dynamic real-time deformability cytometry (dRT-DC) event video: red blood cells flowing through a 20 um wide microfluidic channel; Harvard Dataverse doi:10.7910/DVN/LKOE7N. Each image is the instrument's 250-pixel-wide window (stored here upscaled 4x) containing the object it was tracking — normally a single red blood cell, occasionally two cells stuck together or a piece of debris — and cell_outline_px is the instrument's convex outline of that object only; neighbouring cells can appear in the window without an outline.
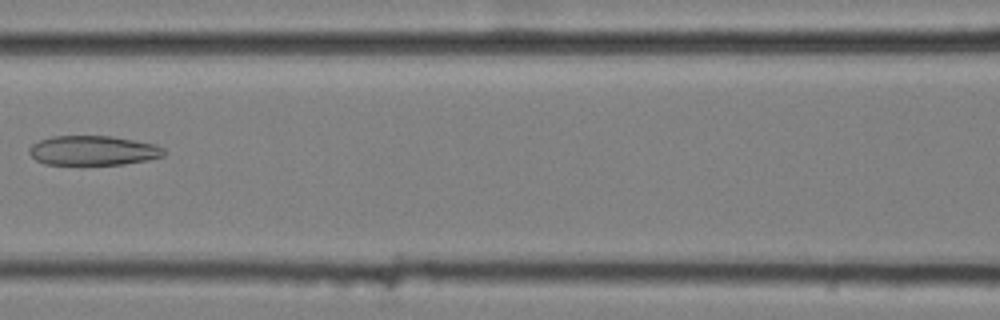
{"species": "common noctule bat (a hibernating species)", "species_latin": "Nyctalus noctula", "temperature_condition": "cold", "stored_images_in_passage": 8, "camera_frame_rate_fps": 3000, "um_per_image_px": 0.085, "animal": {"sex": "female", "body_mass_g": 25.1}, "frame": {"image": 1, "passage_image": 4, "time_ms": 1.0, "image_size_px": [1000, 320], "cell_outline_px": [[164, 156], [148, 160], [124, 164], [44, 164], [36, 160], [28, 152], [28, 148], [32, 144], [40, 140], [52, 136], [112, 136], [156, 144], [164, 148]], "centroid_in_image_um": [7.92, 12.79], "position_along_channel_um": 158.7, "area_um2": 23.24}}
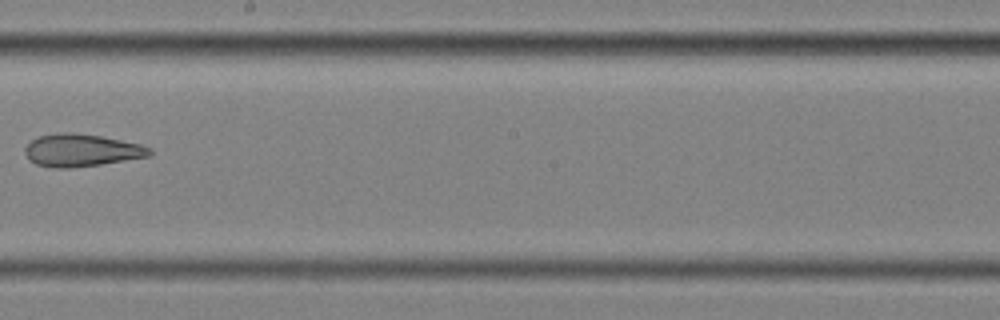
{"frame": {"image": 2, "passage_image": 6, "time_ms": 1.667, "image_size_px": [1000, 320], "cell_outline_px": [[152, 156], [100, 164], [68, 168], [56, 168], [36, 164], [24, 152], [24, 148], [36, 136], [60, 132], [68, 132], [100, 136], [140, 144], [152, 148]], "centroid_in_image_um": [6.94, 12.77], "position_along_channel_um": 241.3, "area_um2": 23.47}}
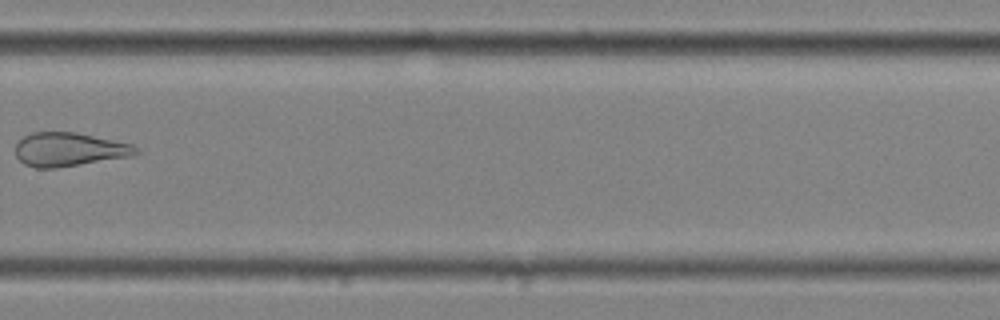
{"frame": {"image": 3, "passage_image": 8, "time_ms": 2.333, "image_size_px": [1000, 320], "cell_outline_px": [[140, 152], [132, 156], [56, 168], [36, 168], [24, 164], [16, 156], [16, 144], [24, 136], [32, 132], [76, 132], [132, 144], [140, 148]], "centroid_in_image_um": [5.89, 12.7], "position_along_channel_um": 323.9, "area_um2": 23.7}}